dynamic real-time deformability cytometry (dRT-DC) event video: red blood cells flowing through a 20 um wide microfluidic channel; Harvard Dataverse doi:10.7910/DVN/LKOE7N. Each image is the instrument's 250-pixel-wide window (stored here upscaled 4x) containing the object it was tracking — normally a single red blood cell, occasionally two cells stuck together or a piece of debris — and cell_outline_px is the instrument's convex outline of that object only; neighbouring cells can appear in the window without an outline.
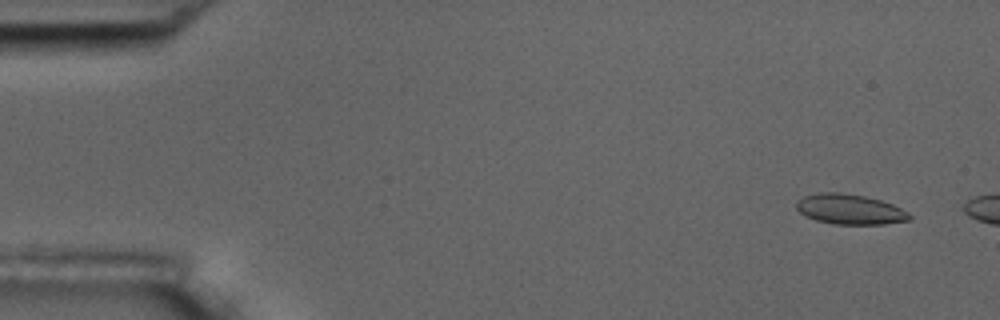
{"species": "common noctule bat (a hibernating species)", "species_latin": "Nyctalus noctula", "temperature_condition": "room temperature", "stored_images_in_passage": 7, "camera_frame_rate_fps": 3000, "um_per_image_px": 0.085, "animal": {"sex": "male", "body_mass_g": 17.5, "forearm_length_mm": 52.3}, "frame": {"image": 1, "passage_image": 1, "time_ms": 0.0, "image_size_px": [1000, 320], "cell_outline_px": [[912, 216], [908, 220], [884, 224], [832, 224], [816, 220], [800, 212], [796, 208], [796, 200], [804, 196], [816, 192], [840, 192], [864, 196], [880, 200], [892, 204], [908, 212]], "centroid_in_image_um": [72.21, 17.78], "position_along_channel_um": 12.8, "area_um2": 19.83}}